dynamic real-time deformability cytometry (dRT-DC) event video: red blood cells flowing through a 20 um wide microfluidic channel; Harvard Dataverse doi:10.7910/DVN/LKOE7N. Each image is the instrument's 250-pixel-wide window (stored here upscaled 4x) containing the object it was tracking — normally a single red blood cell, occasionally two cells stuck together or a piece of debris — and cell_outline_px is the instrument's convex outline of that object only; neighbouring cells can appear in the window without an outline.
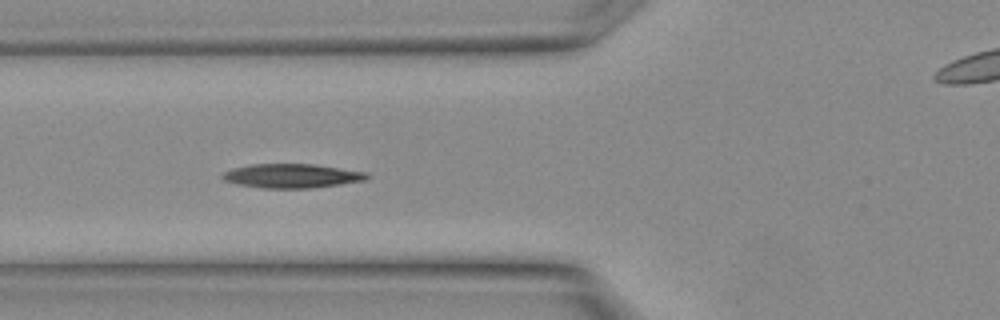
{"species": "Egyptian fruit bat (a non-hibernating species)", "species_latin": "Rousettus aegyptiacus", "temperature_condition": "warm", "stored_images_in_passage": 16, "camera_frame_rate_fps": 3000, "um_per_image_px": 0.085, "animal": {"sex": "female"}, "frame": {"image": 1, "passage_image": 7, "time_ms": 2.0, "image_size_px": [1000, 320], "cell_outline_px": [[368, 176], [364, 180], [340, 184], [312, 188], [264, 188], [240, 184], [224, 180], [220, 176], [220, 172], [232, 168], [248, 164], [316, 164], [368, 172]], "centroid_in_image_um": [24.77, 14.93], "position_along_channel_um": 101.0, "area_um2": 20.35}}